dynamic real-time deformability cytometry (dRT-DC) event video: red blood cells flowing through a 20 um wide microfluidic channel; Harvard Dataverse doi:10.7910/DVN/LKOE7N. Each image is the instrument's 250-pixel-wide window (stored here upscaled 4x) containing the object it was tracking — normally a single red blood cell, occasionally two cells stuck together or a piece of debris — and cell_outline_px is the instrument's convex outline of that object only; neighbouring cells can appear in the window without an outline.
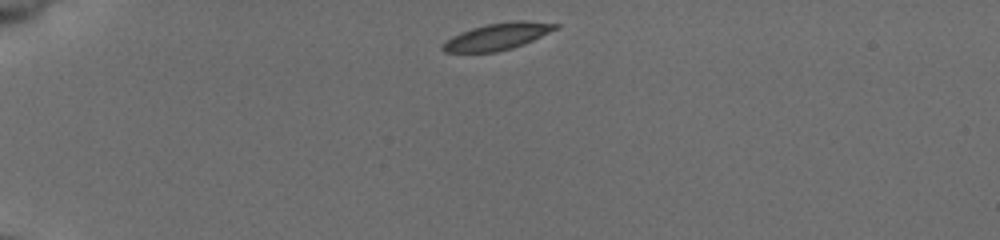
{"species": "common noctule bat (a hibernating species)", "species_latin": "Nyctalus noctula", "temperature_condition": "cold", "stored_images_in_passage": 40, "camera_frame_rate_fps": 3000, "um_per_image_px": 0.085, "animal": {"sex": "female", "body_mass_g": 19.5, "forearm_length_mm": 54.1}, "frame": {"image": 1, "passage_image": 1, "time_ms": 0.0, "image_size_px": [1000, 240], "cell_outline_px": [[560, 28], [524, 44], [512, 48], [496, 52], [444, 52], [440, 48], [452, 36], [460, 32], [472, 28], [488, 24], [516, 20], [524, 20], [560, 24]], "centroid_in_image_um": [42.33, 3.09], "position_along_channel_um": 42.7, "area_um2": 17.57}}
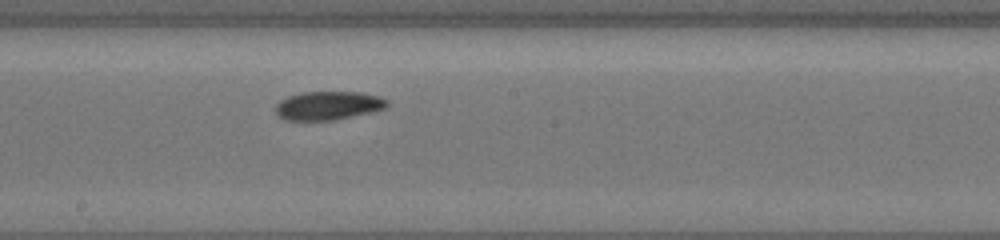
{"frame": {"image": 2, "passage_image": 18, "time_ms": 5.667, "image_size_px": [1000, 240], "cell_outline_px": [[388, 104], [384, 108], [352, 116], [332, 120], [284, 120], [276, 116], [276, 104], [280, 100], [288, 96], [304, 92], [360, 92], [380, 96], [388, 100]], "centroid_in_image_um": [27.85, 8.97], "position_along_channel_um": 220.3, "area_um2": 18.5}}
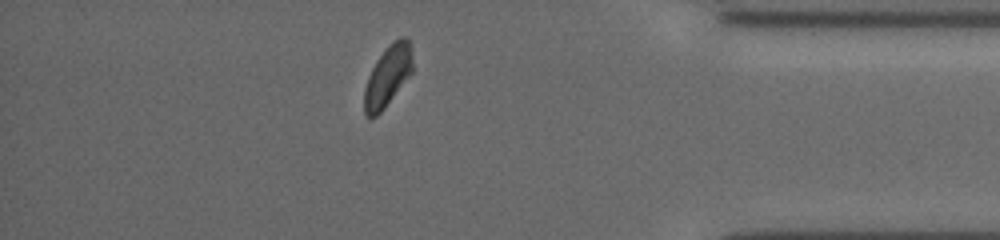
{"frame": {"image": 3, "passage_image": 34, "time_ms": 11.0, "image_size_px": [1000, 240], "cell_outline_px": [[412, 72], [384, 108], [376, 116], [368, 120], [364, 116], [364, 88], [368, 76], [376, 60], [388, 44], [392, 40], [400, 36], [404, 36], [408, 40], [412, 52]], "centroid_in_image_um": [32.93, 6.46], "position_along_channel_um": 402.3, "area_um2": 17.22}, "authors_computed_cell_mechanics": {"area_um2": 18.2937, "velocity_mm_per_s": 3.8364, "shape_relaxation_time_tau1_ms": 4.3667, "shape_relaxation_time_tau2_ms": 5.2378, "deformation_change_tau1": 0.093, "deformation_change_tau2": 0.0838}}